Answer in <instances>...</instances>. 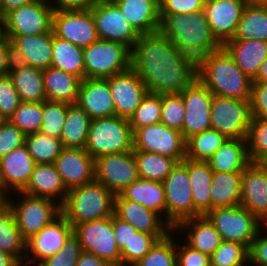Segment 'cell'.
I'll list each match as a JSON object with an SVG mask.
<instances>
[{
	"mask_svg": "<svg viewBox=\"0 0 267 266\" xmlns=\"http://www.w3.org/2000/svg\"><path fill=\"white\" fill-rule=\"evenodd\" d=\"M131 68L148 93H181L197 79V61L160 31L140 35L131 49Z\"/></svg>",
	"mask_w": 267,
	"mask_h": 266,
	"instance_id": "1",
	"label": "cell"
},
{
	"mask_svg": "<svg viewBox=\"0 0 267 266\" xmlns=\"http://www.w3.org/2000/svg\"><path fill=\"white\" fill-rule=\"evenodd\" d=\"M159 31L182 53L196 61L222 47L212 34L203 10L187 14H160Z\"/></svg>",
	"mask_w": 267,
	"mask_h": 266,
	"instance_id": "2",
	"label": "cell"
},
{
	"mask_svg": "<svg viewBox=\"0 0 267 266\" xmlns=\"http://www.w3.org/2000/svg\"><path fill=\"white\" fill-rule=\"evenodd\" d=\"M197 79L215 96L250 99L252 79L241 71L223 46L197 61Z\"/></svg>",
	"mask_w": 267,
	"mask_h": 266,
	"instance_id": "3",
	"label": "cell"
},
{
	"mask_svg": "<svg viewBox=\"0 0 267 266\" xmlns=\"http://www.w3.org/2000/svg\"><path fill=\"white\" fill-rule=\"evenodd\" d=\"M114 197L104 185L94 180L68 190L65 202L61 205V214L73 227L111 217Z\"/></svg>",
	"mask_w": 267,
	"mask_h": 266,
	"instance_id": "4",
	"label": "cell"
},
{
	"mask_svg": "<svg viewBox=\"0 0 267 266\" xmlns=\"http://www.w3.org/2000/svg\"><path fill=\"white\" fill-rule=\"evenodd\" d=\"M85 150L94 158L133 150V132L128 119L103 117L92 119Z\"/></svg>",
	"mask_w": 267,
	"mask_h": 266,
	"instance_id": "5",
	"label": "cell"
},
{
	"mask_svg": "<svg viewBox=\"0 0 267 266\" xmlns=\"http://www.w3.org/2000/svg\"><path fill=\"white\" fill-rule=\"evenodd\" d=\"M131 50L122 43L98 39L83 48L85 78L106 79L131 67Z\"/></svg>",
	"mask_w": 267,
	"mask_h": 266,
	"instance_id": "6",
	"label": "cell"
},
{
	"mask_svg": "<svg viewBox=\"0 0 267 266\" xmlns=\"http://www.w3.org/2000/svg\"><path fill=\"white\" fill-rule=\"evenodd\" d=\"M215 226L222 241L235 242L250 249L263 223L241 205L210 210L205 215Z\"/></svg>",
	"mask_w": 267,
	"mask_h": 266,
	"instance_id": "7",
	"label": "cell"
},
{
	"mask_svg": "<svg viewBox=\"0 0 267 266\" xmlns=\"http://www.w3.org/2000/svg\"><path fill=\"white\" fill-rule=\"evenodd\" d=\"M17 194L21 199L18 201L15 199L14 202L12 200L14 198H10L9 194L7 202L12 208L18 229L26 241L61 214V205L52 199L35 197L23 192H17Z\"/></svg>",
	"mask_w": 267,
	"mask_h": 266,
	"instance_id": "8",
	"label": "cell"
},
{
	"mask_svg": "<svg viewBox=\"0 0 267 266\" xmlns=\"http://www.w3.org/2000/svg\"><path fill=\"white\" fill-rule=\"evenodd\" d=\"M166 222L174 229L181 221L194 218V203L187 170V158L176 164L163 180Z\"/></svg>",
	"mask_w": 267,
	"mask_h": 266,
	"instance_id": "9",
	"label": "cell"
},
{
	"mask_svg": "<svg viewBox=\"0 0 267 266\" xmlns=\"http://www.w3.org/2000/svg\"><path fill=\"white\" fill-rule=\"evenodd\" d=\"M252 113L249 100L213 96L211 104V129L227 139H246Z\"/></svg>",
	"mask_w": 267,
	"mask_h": 266,
	"instance_id": "10",
	"label": "cell"
},
{
	"mask_svg": "<svg viewBox=\"0 0 267 266\" xmlns=\"http://www.w3.org/2000/svg\"><path fill=\"white\" fill-rule=\"evenodd\" d=\"M133 150L167 156L179 163L186 158V140L180 131L159 122L133 133Z\"/></svg>",
	"mask_w": 267,
	"mask_h": 266,
	"instance_id": "11",
	"label": "cell"
},
{
	"mask_svg": "<svg viewBox=\"0 0 267 266\" xmlns=\"http://www.w3.org/2000/svg\"><path fill=\"white\" fill-rule=\"evenodd\" d=\"M73 233L78 237L83 251L94 254L112 266H121V252L116 244L112 216L75 225Z\"/></svg>",
	"mask_w": 267,
	"mask_h": 266,
	"instance_id": "12",
	"label": "cell"
},
{
	"mask_svg": "<svg viewBox=\"0 0 267 266\" xmlns=\"http://www.w3.org/2000/svg\"><path fill=\"white\" fill-rule=\"evenodd\" d=\"M138 179L134 150L102 155L94 159V180L115 196Z\"/></svg>",
	"mask_w": 267,
	"mask_h": 266,
	"instance_id": "13",
	"label": "cell"
},
{
	"mask_svg": "<svg viewBox=\"0 0 267 266\" xmlns=\"http://www.w3.org/2000/svg\"><path fill=\"white\" fill-rule=\"evenodd\" d=\"M90 10L99 39L119 42L132 49L140 35L112 0H97Z\"/></svg>",
	"mask_w": 267,
	"mask_h": 266,
	"instance_id": "14",
	"label": "cell"
},
{
	"mask_svg": "<svg viewBox=\"0 0 267 266\" xmlns=\"http://www.w3.org/2000/svg\"><path fill=\"white\" fill-rule=\"evenodd\" d=\"M53 12L47 0H37L10 11L2 18L5 37L49 33L52 30Z\"/></svg>",
	"mask_w": 267,
	"mask_h": 266,
	"instance_id": "15",
	"label": "cell"
},
{
	"mask_svg": "<svg viewBox=\"0 0 267 266\" xmlns=\"http://www.w3.org/2000/svg\"><path fill=\"white\" fill-rule=\"evenodd\" d=\"M181 94L185 106L182 135L187 140L192 135L211 129V104L214 95L198 79Z\"/></svg>",
	"mask_w": 267,
	"mask_h": 266,
	"instance_id": "16",
	"label": "cell"
},
{
	"mask_svg": "<svg viewBox=\"0 0 267 266\" xmlns=\"http://www.w3.org/2000/svg\"><path fill=\"white\" fill-rule=\"evenodd\" d=\"M52 31L55 36L82 48L99 39L91 10L54 11Z\"/></svg>",
	"mask_w": 267,
	"mask_h": 266,
	"instance_id": "17",
	"label": "cell"
},
{
	"mask_svg": "<svg viewBox=\"0 0 267 266\" xmlns=\"http://www.w3.org/2000/svg\"><path fill=\"white\" fill-rule=\"evenodd\" d=\"M72 233L73 226L60 214L39 233L27 240L25 263L28 264L31 261L29 266H38L43 260L59 252Z\"/></svg>",
	"mask_w": 267,
	"mask_h": 266,
	"instance_id": "18",
	"label": "cell"
},
{
	"mask_svg": "<svg viewBox=\"0 0 267 266\" xmlns=\"http://www.w3.org/2000/svg\"><path fill=\"white\" fill-rule=\"evenodd\" d=\"M106 79L115 105V115L129 119L148 93L145 84L131 67Z\"/></svg>",
	"mask_w": 267,
	"mask_h": 266,
	"instance_id": "19",
	"label": "cell"
},
{
	"mask_svg": "<svg viewBox=\"0 0 267 266\" xmlns=\"http://www.w3.org/2000/svg\"><path fill=\"white\" fill-rule=\"evenodd\" d=\"M113 214L121 220L129 222L137 231L153 234L159 240L174 230L164 221V217L137 202L125 200L120 194L114 197Z\"/></svg>",
	"mask_w": 267,
	"mask_h": 266,
	"instance_id": "20",
	"label": "cell"
},
{
	"mask_svg": "<svg viewBox=\"0 0 267 266\" xmlns=\"http://www.w3.org/2000/svg\"><path fill=\"white\" fill-rule=\"evenodd\" d=\"M246 5L245 0H209L205 2L203 11L212 34L222 45L233 38Z\"/></svg>",
	"mask_w": 267,
	"mask_h": 266,
	"instance_id": "21",
	"label": "cell"
},
{
	"mask_svg": "<svg viewBox=\"0 0 267 266\" xmlns=\"http://www.w3.org/2000/svg\"><path fill=\"white\" fill-rule=\"evenodd\" d=\"M13 61L37 69H47L52 63V30L38 35H8Z\"/></svg>",
	"mask_w": 267,
	"mask_h": 266,
	"instance_id": "22",
	"label": "cell"
},
{
	"mask_svg": "<svg viewBox=\"0 0 267 266\" xmlns=\"http://www.w3.org/2000/svg\"><path fill=\"white\" fill-rule=\"evenodd\" d=\"M36 162L26 145L16 148L0 158V187L8 196L9 191L22 192L31 178ZM8 191V192H7Z\"/></svg>",
	"mask_w": 267,
	"mask_h": 266,
	"instance_id": "23",
	"label": "cell"
},
{
	"mask_svg": "<svg viewBox=\"0 0 267 266\" xmlns=\"http://www.w3.org/2000/svg\"><path fill=\"white\" fill-rule=\"evenodd\" d=\"M54 165L68 190L94 181V158L85 149L64 147Z\"/></svg>",
	"mask_w": 267,
	"mask_h": 266,
	"instance_id": "24",
	"label": "cell"
},
{
	"mask_svg": "<svg viewBox=\"0 0 267 266\" xmlns=\"http://www.w3.org/2000/svg\"><path fill=\"white\" fill-rule=\"evenodd\" d=\"M241 206L262 223L267 219V171L260 163H250L243 170Z\"/></svg>",
	"mask_w": 267,
	"mask_h": 266,
	"instance_id": "25",
	"label": "cell"
},
{
	"mask_svg": "<svg viewBox=\"0 0 267 266\" xmlns=\"http://www.w3.org/2000/svg\"><path fill=\"white\" fill-rule=\"evenodd\" d=\"M77 104L91 119L115 115V105L107 79L84 78L80 84Z\"/></svg>",
	"mask_w": 267,
	"mask_h": 266,
	"instance_id": "26",
	"label": "cell"
},
{
	"mask_svg": "<svg viewBox=\"0 0 267 266\" xmlns=\"http://www.w3.org/2000/svg\"><path fill=\"white\" fill-rule=\"evenodd\" d=\"M139 35L160 29L159 0H112Z\"/></svg>",
	"mask_w": 267,
	"mask_h": 266,
	"instance_id": "27",
	"label": "cell"
},
{
	"mask_svg": "<svg viewBox=\"0 0 267 266\" xmlns=\"http://www.w3.org/2000/svg\"><path fill=\"white\" fill-rule=\"evenodd\" d=\"M22 192L35 197L49 198L62 205L68 189L54 163H41L36 164L29 183Z\"/></svg>",
	"mask_w": 267,
	"mask_h": 266,
	"instance_id": "28",
	"label": "cell"
},
{
	"mask_svg": "<svg viewBox=\"0 0 267 266\" xmlns=\"http://www.w3.org/2000/svg\"><path fill=\"white\" fill-rule=\"evenodd\" d=\"M182 229L188 233L184 243L201 253L211 256L221 245V236L205 215L181 221L174 228V232Z\"/></svg>",
	"mask_w": 267,
	"mask_h": 266,
	"instance_id": "29",
	"label": "cell"
},
{
	"mask_svg": "<svg viewBox=\"0 0 267 266\" xmlns=\"http://www.w3.org/2000/svg\"><path fill=\"white\" fill-rule=\"evenodd\" d=\"M236 65L253 79L267 57V42L262 40L229 39L222 45Z\"/></svg>",
	"mask_w": 267,
	"mask_h": 266,
	"instance_id": "30",
	"label": "cell"
},
{
	"mask_svg": "<svg viewBox=\"0 0 267 266\" xmlns=\"http://www.w3.org/2000/svg\"><path fill=\"white\" fill-rule=\"evenodd\" d=\"M187 170L194 203V217L206 215L211 210L213 171L207 161L187 158Z\"/></svg>",
	"mask_w": 267,
	"mask_h": 266,
	"instance_id": "31",
	"label": "cell"
},
{
	"mask_svg": "<svg viewBox=\"0 0 267 266\" xmlns=\"http://www.w3.org/2000/svg\"><path fill=\"white\" fill-rule=\"evenodd\" d=\"M21 102H43L47 100L41 69L12 61L8 73Z\"/></svg>",
	"mask_w": 267,
	"mask_h": 266,
	"instance_id": "32",
	"label": "cell"
},
{
	"mask_svg": "<svg viewBox=\"0 0 267 266\" xmlns=\"http://www.w3.org/2000/svg\"><path fill=\"white\" fill-rule=\"evenodd\" d=\"M44 91L48 101L76 104L81 79L55 67L42 70Z\"/></svg>",
	"mask_w": 267,
	"mask_h": 266,
	"instance_id": "33",
	"label": "cell"
},
{
	"mask_svg": "<svg viewBox=\"0 0 267 266\" xmlns=\"http://www.w3.org/2000/svg\"><path fill=\"white\" fill-rule=\"evenodd\" d=\"M120 195L125 200L137 202L161 217L164 216L166 221V199L163 182L139 178L126 187Z\"/></svg>",
	"mask_w": 267,
	"mask_h": 266,
	"instance_id": "34",
	"label": "cell"
},
{
	"mask_svg": "<svg viewBox=\"0 0 267 266\" xmlns=\"http://www.w3.org/2000/svg\"><path fill=\"white\" fill-rule=\"evenodd\" d=\"M207 162L215 172L243 171L251 163L246 139H227Z\"/></svg>",
	"mask_w": 267,
	"mask_h": 266,
	"instance_id": "35",
	"label": "cell"
},
{
	"mask_svg": "<svg viewBox=\"0 0 267 266\" xmlns=\"http://www.w3.org/2000/svg\"><path fill=\"white\" fill-rule=\"evenodd\" d=\"M243 171H213L211 187V210L241 205V184Z\"/></svg>",
	"mask_w": 267,
	"mask_h": 266,
	"instance_id": "36",
	"label": "cell"
},
{
	"mask_svg": "<svg viewBox=\"0 0 267 266\" xmlns=\"http://www.w3.org/2000/svg\"><path fill=\"white\" fill-rule=\"evenodd\" d=\"M27 241L18 229L11 206L6 202L0 207V249L25 263ZM24 260V261H23Z\"/></svg>",
	"mask_w": 267,
	"mask_h": 266,
	"instance_id": "37",
	"label": "cell"
},
{
	"mask_svg": "<svg viewBox=\"0 0 267 266\" xmlns=\"http://www.w3.org/2000/svg\"><path fill=\"white\" fill-rule=\"evenodd\" d=\"M51 66L83 80L85 78L83 48L55 36L52 31Z\"/></svg>",
	"mask_w": 267,
	"mask_h": 266,
	"instance_id": "38",
	"label": "cell"
},
{
	"mask_svg": "<svg viewBox=\"0 0 267 266\" xmlns=\"http://www.w3.org/2000/svg\"><path fill=\"white\" fill-rule=\"evenodd\" d=\"M91 120L77 103L70 104L60 137L63 147L85 149Z\"/></svg>",
	"mask_w": 267,
	"mask_h": 266,
	"instance_id": "39",
	"label": "cell"
},
{
	"mask_svg": "<svg viewBox=\"0 0 267 266\" xmlns=\"http://www.w3.org/2000/svg\"><path fill=\"white\" fill-rule=\"evenodd\" d=\"M232 39L267 42V6L247 4Z\"/></svg>",
	"mask_w": 267,
	"mask_h": 266,
	"instance_id": "40",
	"label": "cell"
},
{
	"mask_svg": "<svg viewBox=\"0 0 267 266\" xmlns=\"http://www.w3.org/2000/svg\"><path fill=\"white\" fill-rule=\"evenodd\" d=\"M140 179L163 182L178 163L175 159L152 152L134 151Z\"/></svg>",
	"mask_w": 267,
	"mask_h": 266,
	"instance_id": "41",
	"label": "cell"
},
{
	"mask_svg": "<svg viewBox=\"0 0 267 266\" xmlns=\"http://www.w3.org/2000/svg\"><path fill=\"white\" fill-rule=\"evenodd\" d=\"M227 138L214 129L192 135L186 140V158L207 161L222 146Z\"/></svg>",
	"mask_w": 267,
	"mask_h": 266,
	"instance_id": "42",
	"label": "cell"
},
{
	"mask_svg": "<svg viewBox=\"0 0 267 266\" xmlns=\"http://www.w3.org/2000/svg\"><path fill=\"white\" fill-rule=\"evenodd\" d=\"M25 145L37 164L54 163L64 148L60 139L40 132L26 135Z\"/></svg>",
	"mask_w": 267,
	"mask_h": 266,
	"instance_id": "43",
	"label": "cell"
},
{
	"mask_svg": "<svg viewBox=\"0 0 267 266\" xmlns=\"http://www.w3.org/2000/svg\"><path fill=\"white\" fill-rule=\"evenodd\" d=\"M42 115L43 102H21L8 121L28 135L40 131Z\"/></svg>",
	"mask_w": 267,
	"mask_h": 266,
	"instance_id": "44",
	"label": "cell"
},
{
	"mask_svg": "<svg viewBox=\"0 0 267 266\" xmlns=\"http://www.w3.org/2000/svg\"><path fill=\"white\" fill-rule=\"evenodd\" d=\"M169 233L151 248L149 253L134 266H177L175 235Z\"/></svg>",
	"mask_w": 267,
	"mask_h": 266,
	"instance_id": "45",
	"label": "cell"
},
{
	"mask_svg": "<svg viewBox=\"0 0 267 266\" xmlns=\"http://www.w3.org/2000/svg\"><path fill=\"white\" fill-rule=\"evenodd\" d=\"M246 142L251 163L267 161V119L252 117Z\"/></svg>",
	"mask_w": 267,
	"mask_h": 266,
	"instance_id": "46",
	"label": "cell"
},
{
	"mask_svg": "<svg viewBox=\"0 0 267 266\" xmlns=\"http://www.w3.org/2000/svg\"><path fill=\"white\" fill-rule=\"evenodd\" d=\"M132 132L161 121V95L147 93L136 111L128 119Z\"/></svg>",
	"mask_w": 267,
	"mask_h": 266,
	"instance_id": "47",
	"label": "cell"
},
{
	"mask_svg": "<svg viewBox=\"0 0 267 266\" xmlns=\"http://www.w3.org/2000/svg\"><path fill=\"white\" fill-rule=\"evenodd\" d=\"M211 266H247L249 249L239 243L222 241L210 256Z\"/></svg>",
	"mask_w": 267,
	"mask_h": 266,
	"instance_id": "48",
	"label": "cell"
},
{
	"mask_svg": "<svg viewBox=\"0 0 267 266\" xmlns=\"http://www.w3.org/2000/svg\"><path fill=\"white\" fill-rule=\"evenodd\" d=\"M69 105L63 102L43 101L42 126L39 132L60 139Z\"/></svg>",
	"mask_w": 267,
	"mask_h": 266,
	"instance_id": "49",
	"label": "cell"
},
{
	"mask_svg": "<svg viewBox=\"0 0 267 266\" xmlns=\"http://www.w3.org/2000/svg\"><path fill=\"white\" fill-rule=\"evenodd\" d=\"M185 106L181 93L161 94V123L182 133Z\"/></svg>",
	"mask_w": 267,
	"mask_h": 266,
	"instance_id": "50",
	"label": "cell"
},
{
	"mask_svg": "<svg viewBox=\"0 0 267 266\" xmlns=\"http://www.w3.org/2000/svg\"><path fill=\"white\" fill-rule=\"evenodd\" d=\"M158 240L153 234L138 231L121 251V266H134L149 253Z\"/></svg>",
	"mask_w": 267,
	"mask_h": 266,
	"instance_id": "51",
	"label": "cell"
},
{
	"mask_svg": "<svg viewBox=\"0 0 267 266\" xmlns=\"http://www.w3.org/2000/svg\"><path fill=\"white\" fill-rule=\"evenodd\" d=\"M82 252L78 237L72 233L59 252L43 260L38 266H76Z\"/></svg>",
	"mask_w": 267,
	"mask_h": 266,
	"instance_id": "52",
	"label": "cell"
},
{
	"mask_svg": "<svg viewBox=\"0 0 267 266\" xmlns=\"http://www.w3.org/2000/svg\"><path fill=\"white\" fill-rule=\"evenodd\" d=\"M21 100L10 76H0V117L6 121L13 115Z\"/></svg>",
	"mask_w": 267,
	"mask_h": 266,
	"instance_id": "53",
	"label": "cell"
},
{
	"mask_svg": "<svg viewBox=\"0 0 267 266\" xmlns=\"http://www.w3.org/2000/svg\"><path fill=\"white\" fill-rule=\"evenodd\" d=\"M26 135L8 120L0 124V158L25 145Z\"/></svg>",
	"mask_w": 267,
	"mask_h": 266,
	"instance_id": "54",
	"label": "cell"
},
{
	"mask_svg": "<svg viewBox=\"0 0 267 266\" xmlns=\"http://www.w3.org/2000/svg\"><path fill=\"white\" fill-rule=\"evenodd\" d=\"M205 2V0H159L160 14H191L203 10Z\"/></svg>",
	"mask_w": 267,
	"mask_h": 266,
	"instance_id": "55",
	"label": "cell"
},
{
	"mask_svg": "<svg viewBox=\"0 0 267 266\" xmlns=\"http://www.w3.org/2000/svg\"><path fill=\"white\" fill-rule=\"evenodd\" d=\"M177 266H211L210 256L192 248L187 243L176 244Z\"/></svg>",
	"mask_w": 267,
	"mask_h": 266,
	"instance_id": "56",
	"label": "cell"
},
{
	"mask_svg": "<svg viewBox=\"0 0 267 266\" xmlns=\"http://www.w3.org/2000/svg\"><path fill=\"white\" fill-rule=\"evenodd\" d=\"M249 102L252 117L267 119V82H252Z\"/></svg>",
	"mask_w": 267,
	"mask_h": 266,
	"instance_id": "57",
	"label": "cell"
},
{
	"mask_svg": "<svg viewBox=\"0 0 267 266\" xmlns=\"http://www.w3.org/2000/svg\"><path fill=\"white\" fill-rule=\"evenodd\" d=\"M262 229L258 231L249 249V264L254 266H267V234L262 235Z\"/></svg>",
	"mask_w": 267,
	"mask_h": 266,
	"instance_id": "58",
	"label": "cell"
},
{
	"mask_svg": "<svg viewBox=\"0 0 267 266\" xmlns=\"http://www.w3.org/2000/svg\"><path fill=\"white\" fill-rule=\"evenodd\" d=\"M112 226L115 234L116 244L120 252L129 244L133 235L138 232L129 222L112 215Z\"/></svg>",
	"mask_w": 267,
	"mask_h": 266,
	"instance_id": "59",
	"label": "cell"
},
{
	"mask_svg": "<svg viewBox=\"0 0 267 266\" xmlns=\"http://www.w3.org/2000/svg\"><path fill=\"white\" fill-rule=\"evenodd\" d=\"M54 11L90 10L97 0H47ZM52 1V2H51Z\"/></svg>",
	"mask_w": 267,
	"mask_h": 266,
	"instance_id": "60",
	"label": "cell"
},
{
	"mask_svg": "<svg viewBox=\"0 0 267 266\" xmlns=\"http://www.w3.org/2000/svg\"><path fill=\"white\" fill-rule=\"evenodd\" d=\"M12 46L10 40L5 37L0 42V76L7 75L12 64Z\"/></svg>",
	"mask_w": 267,
	"mask_h": 266,
	"instance_id": "61",
	"label": "cell"
},
{
	"mask_svg": "<svg viewBox=\"0 0 267 266\" xmlns=\"http://www.w3.org/2000/svg\"><path fill=\"white\" fill-rule=\"evenodd\" d=\"M76 266H112L107 261L95 256L92 253L83 251Z\"/></svg>",
	"mask_w": 267,
	"mask_h": 266,
	"instance_id": "62",
	"label": "cell"
},
{
	"mask_svg": "<svg viewBox=\"0 0 267 266\" xmlns=\"http://www.w3.org/2000/svg\"><path fill=\"white\" fill-rule=\"evenodd\" d=\"M37 0H2L0 8V19H2L10 11L28 5Z\"/></svg>",
	"mask_w": 267,
	"mask_h": 266,
	"instance_id": "63",
	"label": "cell"
},
{
	"mask_svg": "<svg viewBox=\"0 0 267 266\" xmlns=\"http://www.w3.org/2000/svg\"><path fill=\"white\" fill-rule=\"evenodd\" d=\"M20 264L15 257L0 249V266H19Z\"/></svg>",
	"mask_w": 267,
	"mask_h": 266,
	"instance_id": "64",
	"label": "cell"
},
{
	"mask_svg": "<svg viewBox=\"0 0 267 266\" xmlns=\"http://www.w3.org/2000/svg\"><path fill=\"white\" fill-rule=\"evenodd\" d=\"M252 82H267V57L260 65L256 76L252 79Z\"/></svg>",
	"mask_w": 267,
	"mask_h": 266,
	"instance_id": "65",
	"label": "cell"
},
{
	"mask_svg": "<svg viewBox=\"0 0 267 266\" xmlns=\"http://www.w3.org/2000/svg\"><path fill=\"white\" fill-rule=\"evenodd\" d=\"M246 4L267 6V0H245Z\"/></svg>",
	"mask_w": 267,
	"mask_h": 266,
	"instance_id": "66",
	"label": "cell"
},
{
	"mask_svg": "<svg viewBox=\"0 0 267 266\" xmlns=\"http://www.w3.org/2000/svg\"><path fill=\"white\" fill-rule=\"evenodd\" d=\"M7 202V195L3 192L0 187V207H2Z\"/></svg>",
	"mask_w": 267,
	"mask_h": 266,
	"instance_id": "67",
	"label": "cell"
},
{
	"mask_svg": "<svg viewBox=\"0 0 267 266\" xmlns=\"http://www.w3.org/2000/svg\"><path fill=\"white\" fill-rule=\"evenodd\" d=\"M5 38V30L3 20L0 19V42Z\"/></svg>",
	"mask_w": 267,
	"mask_h": 266,
	"instance_id": "68",
	"label": "cell"
},
{
	"mask_svg": "<svg viewBox=\"0 0 267 266\" xmlns=\"http://www.w3.org/2000/svg\"><path fill=\"white\" fill-rule=\"evenodd\" d=\"M260 164H261V165L266 169V171H267V161L261 162Z\"/></svg>",
	"mask_w": 267,
	"mask_h": 266,
	"instance_id": "69",
	"label": "cell"
},
{
	"mask_svg": "<svg viewBox=\"0 0 267 266\" xmlns=\"http://www.w3.org/2000/svg\"><path fill=\"white\" fill-rule=\"evenodd\" d=\"M263 226L267 228V219L263 222Z\"/></svg>",
	"mask_w": 267,
	"mask_h": 266,
	"instance_id": "70",
	"label": "cell"
},
{
	"mask_svg": "<svg viewBox=\"0 0 267 266\" xmlns=\"http://www.w3.org/2000/svg\"><path fill=\"white\" fill-rule=\"evenodd\" d=\"M19 266H28V264H26V263H21ZM33 266H35V265H33Z\"/></svg>",
	"mask_w": 267,
	"mask_h": 266,
	"instance_id": "71",
	"label": "cell"
},
{
	"mask_svg": "<svg viewBox=\"0 0 267 266\" xmlns=\"http://www.w3.org/2000/svg\"><path fill=\"white\" fill-rule=\"evenodd\" d=\"M4 120L0 117V124L3 122Z\"/></svg>",
	"mask_w": 267,
	"mask_h": 266,
	"instance_id": "72",
	"label": "cell"
}]
</instances>
